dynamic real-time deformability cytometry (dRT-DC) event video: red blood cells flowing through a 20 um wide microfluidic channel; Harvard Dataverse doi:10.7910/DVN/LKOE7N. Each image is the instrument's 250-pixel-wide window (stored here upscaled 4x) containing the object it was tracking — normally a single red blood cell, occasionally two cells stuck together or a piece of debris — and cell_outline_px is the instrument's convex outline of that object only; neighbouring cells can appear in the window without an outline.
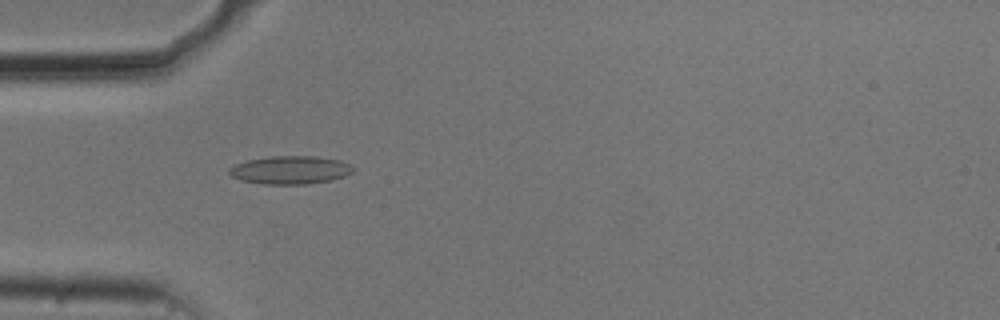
{"species": "common noctule bat (a hibernating species)", "species_latin": "Nyctalus noctula", "temperature_condition": "cold", "stored_images_in_passage": 53, "camera_frame_rate_fps": 3000, "um_per_image_px": 0.085, "animal": {"sex": "male", "body_mass_g": 20.5, "forearm_length_mm": 52.5}, "frame": {"image": 1, "passage_image": 16, "time_ms": 5.0, "image_size_px": [1000, 320], "cell_outline_px": [[356, 168], [352, 172], [344, 176], [332, 180], [308, 184], [264, 184], [240, 180], [232, 176], [228, 172], [228, 168], [236, 164], [248, 160], [272, 156], [316, 156], [340, 160]], "centroid_in_image_um": [24.68, 14.45], "position_along_channel_um": 60.3, "area_um2": 20.35}}
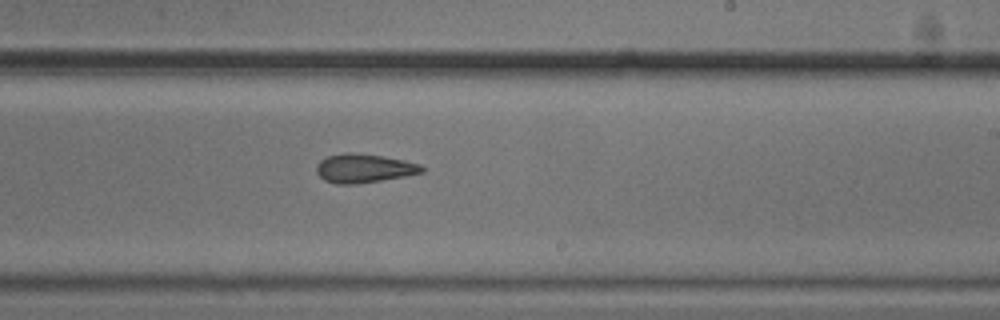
{"frame": {"image": 2, "passage_image": 32, "time_ms": 10.333, "image_size_px": [1000, 320], "cell_outline_px": [[424, 172], [404, 176], [356, 184], [336, 184], [324, 180], [316, 172], [316, 164], [320, 160], [328, 156], [344, 152], [352, 152], [384, 156], [404, 160], [420, 164], [424, 168]], "centroid_in_image_um": [30.91, 14.29], "position_along_channel_um": 258.1, "area_um2": 17.74}}
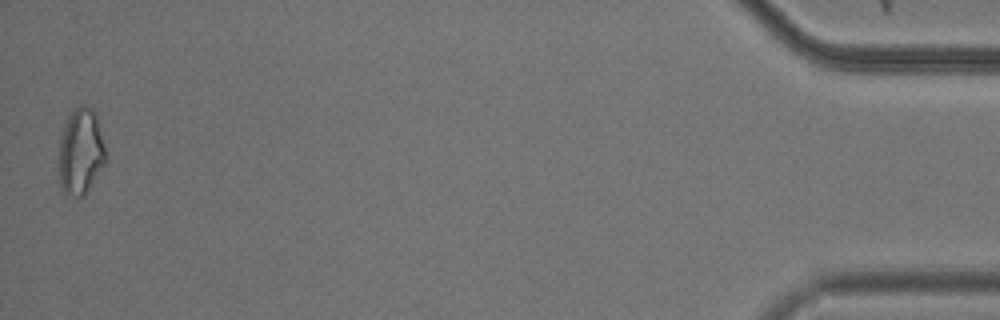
{"frame": {"image": 3, "passage_image": 53, "time_ms": 17.333, "image_size_px": [1000, 320], "cell_outline_px": [[104, 164], [84, 196], [76, 196], [64, 192], [60, 184], [60, 140], [64, 124], [68, 116], [80, 104], [84, 104], [92, 108], [96, 112], [104, 144]], "centroid_in_image_um": [6.87, 12.84], "position_along_channel_um": 428.3, "area_um2": 23.06}, "authors_computed_cell_mechanics": {"area_um2": 18.3226, "velocity_mm_per_s": 3.731, "shape_relaxation_time_tau1_ms": 4.2042, "shape_relaxation_time_tau2_ms": 3.1414, "deformation_change_tau1": 0.1148, "deformation_change_tau2": 0.1167}}